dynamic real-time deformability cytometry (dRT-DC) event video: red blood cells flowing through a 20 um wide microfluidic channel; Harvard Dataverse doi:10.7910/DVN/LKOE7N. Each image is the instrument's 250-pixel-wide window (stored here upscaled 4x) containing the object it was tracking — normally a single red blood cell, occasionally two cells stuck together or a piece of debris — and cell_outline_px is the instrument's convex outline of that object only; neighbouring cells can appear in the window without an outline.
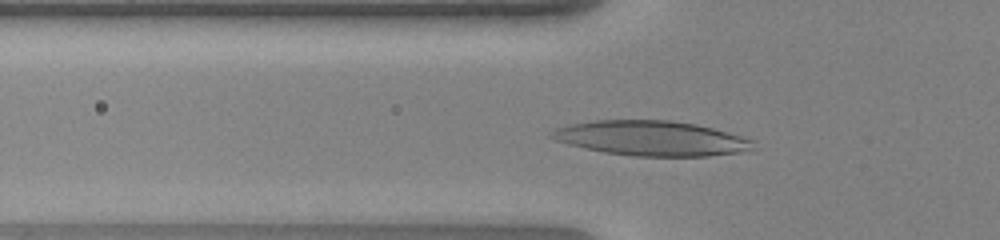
{"species": "human", "species_latin": "Homo sapiens", "temperature_condition": "warm", "stored_images_in_passage": 48, "camera_frame_rate_fps": 3000, "um_per_image_px": 0.085, "donor": {"sex": "female"}, "frame": {"image": 1, "passage_image": 14, "time_ms": 4.333, "image_size_px": [1000, 240], "cell_outline_px": [[756, 148], [740, 152], [708, 156], [632, 156], [604, 152], [568, 144], [556, 140], [548, 136], [548, 132], [556, 128], [568, 124], [596, 120], [672, 120], [696, 124], [712, 128], [756, 140]], "centroid_in_image_um": [55.37, 11.75], "position_along_channel_um": 70.4, "area_um2": 41.21}}
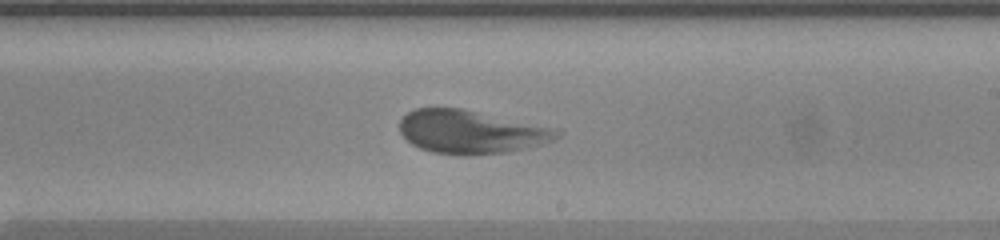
{"frame": {"image": 2, "passage_image": 28, "time_ms": 9.0, "image_size_px": [1000, 240], "cell_outline_px": [[564, 132], [556, 140], [532, 148], [508, 152], [460, 156], [432, 152], [420, 148], [412, 144], [400, 132], [400, 120], [408, 112], [416, 108], [460, 108], [560, 128]], "centroid_in_image_um": [40.14, 11.22], "position_along_channel_um": 248.9, "area_um2": 40.4}}
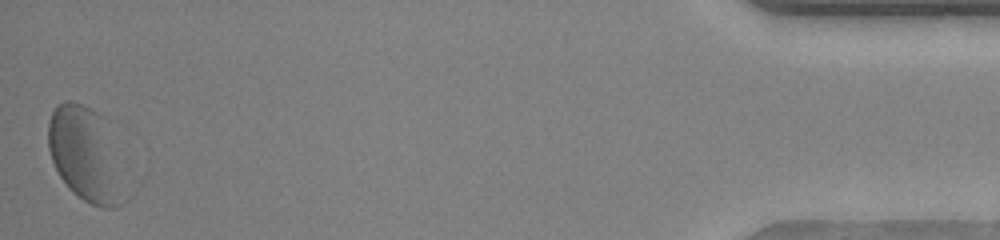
{"frame": {"image": 3, "passage_image": 48, "time_ms": 15.667, "image_size_px": [1000, 240], "cell_outline_px": [[132, 196], [124, 204], [116, 208], [100, 208], [84, 200], [68, 188], [60, 176], [52, 160], [48, 148], [48, 124], [52, 112], [56, 104], [64, 100], [68, 100], [80, 104], [104, 116]], "centroid_in_image_um": [7.37, 13.22], "position_along_channel_um": 427.8, "area_um2": 43.41}, "authors_computed_cell_mechanics": {"area_um2": 40.2866, "velocity_mm_per_s": 3.8658, "shape_relaxation_time_tau1_ms": 1.6354, "shape_relaxation_time_tau2_ms": 2.47, "deformation_change_tau1": 0.126, "deformation_change_tau2": 0.099}}